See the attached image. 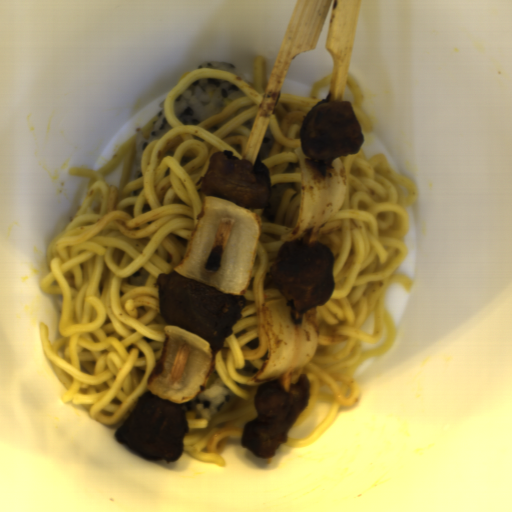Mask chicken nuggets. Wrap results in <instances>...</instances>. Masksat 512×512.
<instances>
[{"instance_id": "90cb4de2", "label": "chicken nuggets", "mask_w": 512, "mask_h": 512, "mask_svg": "<svg viewBox=\"0 0 512 512\" xmlns=\"http://www.w3.org/2000/svg\"><path fill=\"white\" fill-rule=\"evenodd\" d=\"M156 282L164 322L206 340L213 354L221 351L242 318L246 298L224 293L175 270L158 274Z\"/></svg>"}, {"instance_id": "f4ed5422", "label": "chicken nuggets", "mask_w": 512, "mask_h": 512, "mask_svg": "<svg viewBox=\"0 0 512 512\" xmlns=\"http://www.w3.org/2000/svg\"><path fill=\"white\" fill-rule=\"evenodd\" d=\"M334 263L335 253L328 245L292 239L278 250L269 278L291 309L306 313L331 299Z\"/></svg>"}, {"instance_id": "cc037f56", "label": "chicken nuggets", "mask_w": 512, "mask_h": 512, "mask_svg": "<svg viewBox=\"0 0 512 512\" xmlns=\"http://www.w3.org/2000/svg\"><path fill=\"white\" fill-rule=\"evenodd\" d=\"M190 427L185 410L148 389L114 432L118 442L149 461L175 463L182 455Z\"/></svg>"}, {"instance_id": "bb5aeace", "label": "chicken nuggets", "mask_w": 512, "mask_h": 512, "mask_svg": "<svg viewBox=\"0 0 512 512\" xmlns=\"http://www.w3.org/2000/svg\"><path fill=\"white\" fill-rule=\"evenodd\" d=\"M310 381L301 374L286 390L278 378L258 385L254 395L257 417L244 424L240 443L259 459L277 454L287 434L308 405Z\"/></svg>"}, {"instance_id": "2cc3b61b", "label": "chicken nuggets", "mask_w": 512, "mask_h": 512, "mask_svg": "<svg viewBox=\"0 0 512 512\" xmlns=\"http://www.w3.org/2000/svg\"><path fill=\"white\" fill-rule=\"evenodd\" d=\"M299 141L304 156L325 165L358 153L364 136L349 100H326L302 119Z\"/></svg>"}, {"instance_id": "73b27043", "label": "chicken nuggets", "mask_w": 512, "mask_h": 512, "mask_svg": "<svg viewBox=\"0 0 512 512\" xmlns=\"http://www.w3.org/2000/svg\"><path fill=\"white\" fill-rule=\"evenodd\" d=\"M201 191L250 208H265L271 194L270 173L260 161L251 165L227 150L213 152Z\"/></svg>"}]
</instances>
